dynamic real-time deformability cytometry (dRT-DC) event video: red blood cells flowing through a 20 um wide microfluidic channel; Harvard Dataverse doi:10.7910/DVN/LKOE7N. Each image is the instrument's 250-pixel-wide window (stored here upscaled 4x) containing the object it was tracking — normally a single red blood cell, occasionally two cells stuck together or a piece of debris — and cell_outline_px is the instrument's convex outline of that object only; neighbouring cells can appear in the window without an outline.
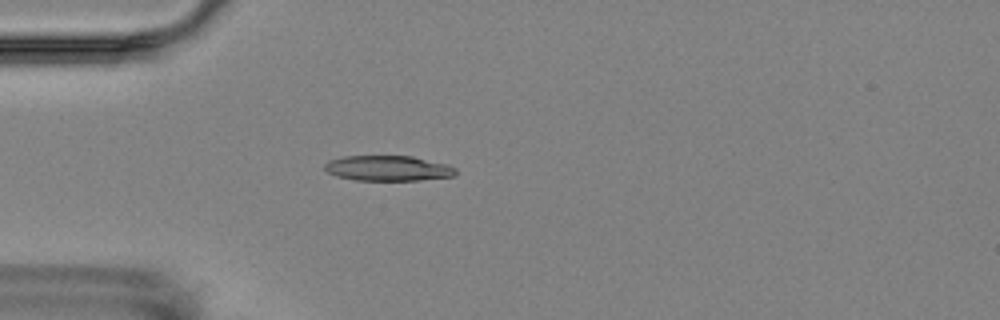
{"species": "Egyptian fruit bat (a non-hibernating species)", "species_latin": "Rousettus aegyptiacus", "temperature_condition": "room temperature", "stored_images_in_passage": 4, "camera_frame_rate_fps": 3000, "um_per_image_px": 0.085, "animal": {"sex": "female"}, "frame": {"image": 1, "passage_image": 4, "time_ms": 3.667, "image_size_px": [1000, 320], "cell_outline_px": [[456, 176], [420, 180], [356, 180], [336, 176], [328, 172], [324, 168], [324, 164], [328, 160], [344, 156], [412, 156], [448, 164], [456, 168]], "centroid_in_image_um": [33.0, 14.3], "position_along_channel_um": 52.0, "area_um2": 19.42}}